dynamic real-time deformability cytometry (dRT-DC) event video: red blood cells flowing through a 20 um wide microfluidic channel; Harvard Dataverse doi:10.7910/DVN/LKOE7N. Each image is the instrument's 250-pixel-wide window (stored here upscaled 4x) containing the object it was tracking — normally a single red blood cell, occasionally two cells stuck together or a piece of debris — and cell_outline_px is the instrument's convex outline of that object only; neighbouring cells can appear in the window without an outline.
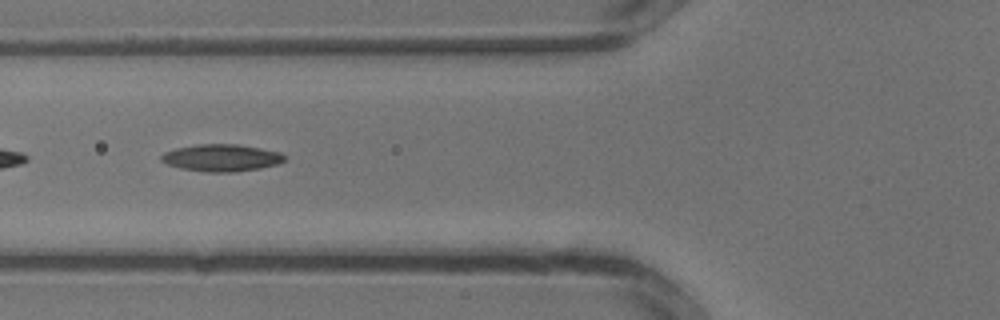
{"species": "common noctule bat (a hibernating species)", "species_latin": "Nyctalus noctula", "temperature_condition": "warm", "stored_images_in_passage": 14, "camera_frame_rate_fps": 3000, "um_per_image_px": 0.085, "animal": {"sex": "male", "body_mass_g": 13.3}, "frame": {"image": 1, "passage_image": 8, "time_ms": 2.333, "image_size_px": [1000, 320], "cell_outline_px": [[284, 160], [280, 164], [260, 168], [232, 172], [208, 172], [180, 168], [168, 164], [160, 160], [160, 156], [164, 152], [176, 148], [200, 144], [236, 144], [260, 148], [280, 152], [284, 156]], "centroid_in_image_um": [18.82, 13.41], "position_along_channel_um": 107.0, "area_um2": 19.36}}
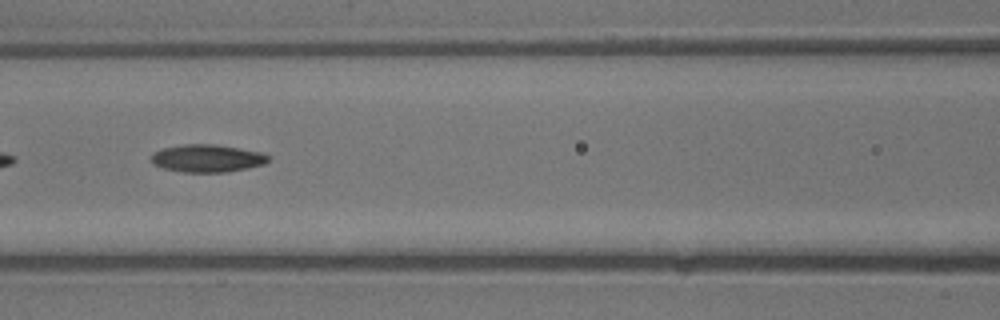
{"frame": {"image": 2, "passage_image": 10, "time_ms": 3.0, "image_size_px": [1000, 320], "cell_outline_px": [[268, 160], [264, 164], [248, 168], [228, 172], [184, 172], [164, 168], [152, 164], [152, 152], [164, 148], [184, 144], [216, 144], [240, 148], [260, 152], [268, 156]], "centroid_in_image_um": [17.6, 13.45], "position_along_channel_um": 149.0, "area_um2": 18.79}}
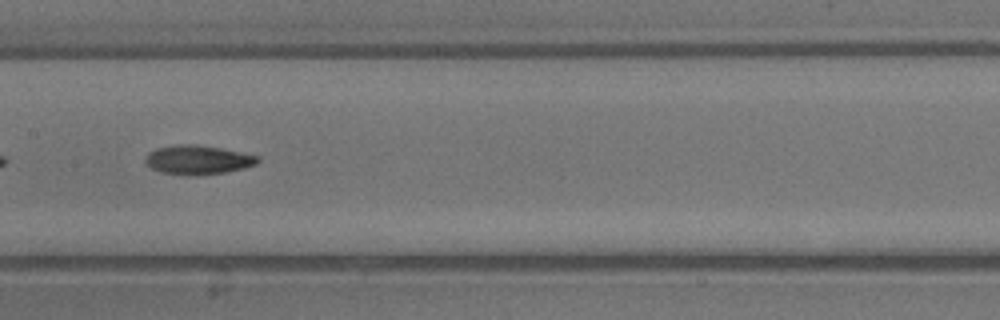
{"frame": {"image": 3, "passage_image": 12, "time_ms": 3.667, "image_size_px": [1000, 320], "cell_outline_px": [[260, 160], [256, 164], [244, 168], [224, 172], [164, 172], [152, 168], [144, 160], [148, 152], [156, 148], [180, 144], [196, 144], [220, 148], [260, 156]], "centroid_in_image_um": [16.85, 13.52], "position_along_channel_um": 190.5, "area_um2": 18.03}}